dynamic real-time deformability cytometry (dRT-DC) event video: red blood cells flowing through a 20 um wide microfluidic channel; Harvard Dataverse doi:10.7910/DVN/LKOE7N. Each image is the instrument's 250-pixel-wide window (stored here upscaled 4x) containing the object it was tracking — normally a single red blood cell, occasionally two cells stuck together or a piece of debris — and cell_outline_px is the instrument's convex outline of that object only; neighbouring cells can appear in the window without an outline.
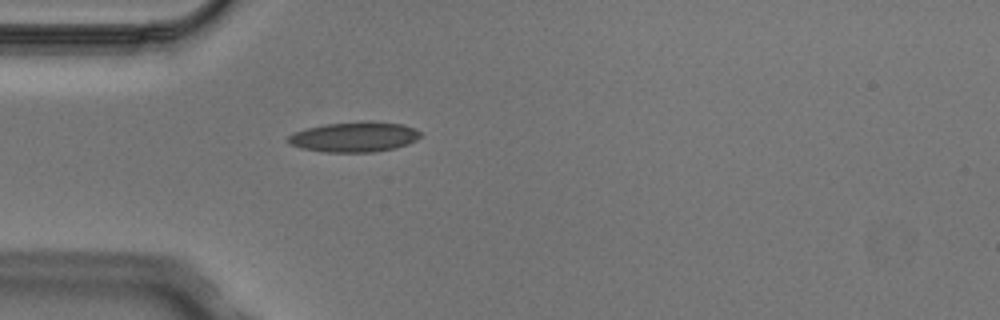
{"species": "Egyptian fruit bat (a non-hibernating species)", "species_latin": "Rousettus aegyptiacus", "temperature_condition": "cold", "stored_images_in_passage": 4, "camera_frame_rate_fps": 3000, "um_per_image_px": 0.085, "animal": {"sex": "male"}, "frame": {"image": 1, "passage_image": 4, "time_ms": 1.0, "image_size_px": [1000, 320], "cell_outline_px": [[420, 136], [416, 140], [408, 144], [396, 148], [376, 152], [324, 152], [300, 148], [288, 144], [288, 136], [296, 132], [308, 128], [328, 124], [368, 120], [400, 124], [412, 128], [420, 132]], "centroid_in_image_um": [30.12, 11.65], "position_along_channel_um": 54.9, "area_um2": 23.18}}